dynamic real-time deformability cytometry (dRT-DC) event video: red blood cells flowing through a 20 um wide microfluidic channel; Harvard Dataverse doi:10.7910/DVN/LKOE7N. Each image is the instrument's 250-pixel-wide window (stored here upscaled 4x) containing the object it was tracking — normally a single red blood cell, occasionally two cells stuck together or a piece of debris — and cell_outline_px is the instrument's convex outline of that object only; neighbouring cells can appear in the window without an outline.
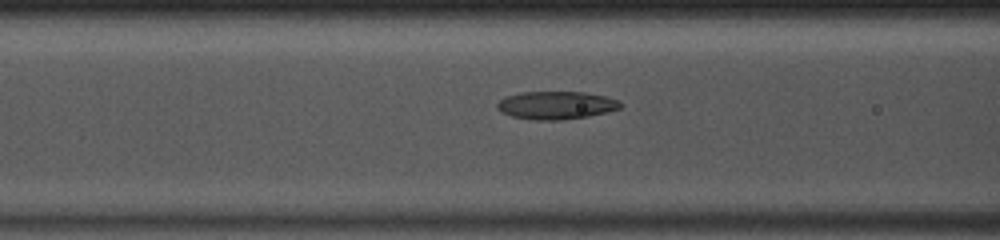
{"species": "common noctule bat (a hibernating species)", "species_latin": "Nyctalus noctula", "temperature_condition": "room temperature", "stored_images_in_passage": 49, "camera_frame_rate_fps": 3000, "um_per_image_px": 0.085, "animal": {"sex": "male", "body_mass_g": 13.0, "forearm_length_mm": 53.1}, "frame": {"image": 1, "passage_image": 20, "time_ms": 6.333, "image_size_px": [1000, 240], "cell_outline_px": [[624, 104], [620, 108], [608, 112], [588, 116], [560, 120], [532, 120], [512, 116], [496, 108], [496, 104], [504, 96], [520, 92], [584, 92], [604, 96], [620, 100]], "centroid_in_image_um": [47.29, 8.94], "position_along_channel_um": 119.3, "area_um2": 20.17}}
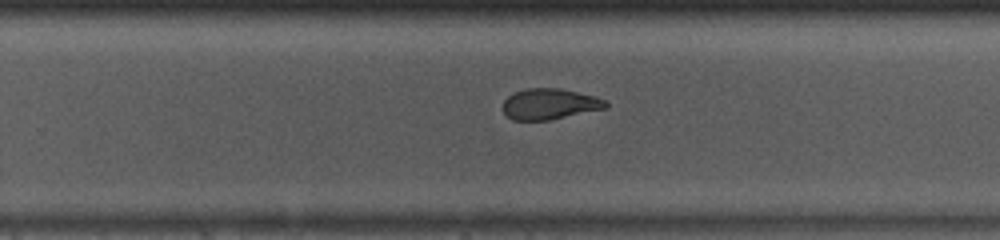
{"frame": {"image": 2, "passage_image": 32, "time_ms": 10.333, "image_size_px": [1000, 240], "cell_outline_px": [[608, 108], [548, 120], [512, 120], [504, 112], [504, 100], [508, 96], [516, 92], [528, 88], [560, 88], [596, 96], [608, 100]], "centroid_in_image_um": [46.78, 8.84], "position_along_channel_um": 283.0, "area_um2": 18.5}}
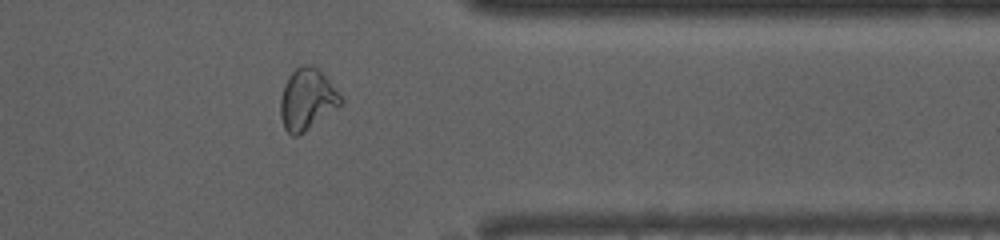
{"frame": {"image": 3, "passage_image": 40, "time_ms": 13.0, "image_size_px": [1000, 240], "cell_outline_px": [[344, 100], [340, 104], [304, 132], [296, 136], [292, 136], [284, 128], [280, 116], [280, 96], [284, 84], [288, 76], [296, 68], [304, 64], [312, 64], [328, 80]], "centroid_in_image_um": [26.05, 8.44], "position_along_channel_um": 385.4, "area_um2": 21.15}, "authors_computed_cell_mechanics": {"area_um2": 20.6346, "velocity_mm_per_s": 4.0901, "shape_relaxation_time_tau1_ms": 7.0283, "shape_relaxation_time_tau2_ms": 1.3967, "deformation_change_tau1": 0.1896, "deformation_change_tau2": 0.0774}}